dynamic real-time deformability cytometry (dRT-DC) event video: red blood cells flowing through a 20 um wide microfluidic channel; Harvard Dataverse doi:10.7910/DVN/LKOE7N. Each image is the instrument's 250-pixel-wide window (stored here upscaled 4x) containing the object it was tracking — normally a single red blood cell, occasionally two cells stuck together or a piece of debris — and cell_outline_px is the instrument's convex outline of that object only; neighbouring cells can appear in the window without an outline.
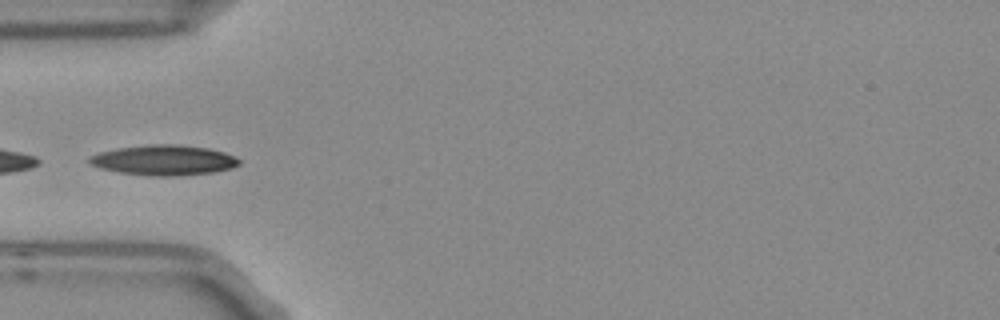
{"species": "Egyptian fruit bat (a non-hibernating species)", "species_latin": "Rousettus aegyptiacus", "temperature_condition": "room temperature", "stored_images_in_passage": 2, "camera_frame_rate_fps": 3000, "um_per_image_px": 0.085, "frame": {"image": 1, "passage_image": 2, "time_ms": 0.333, "image_size_px": [1000, 320], "cell_outline_px": [[240, 164], [232, 168], [212, 172], [176, 176], [148, 176], [120, 172], [100, 168], [88, 164], [88, 156], [100, 152], [116, 148], [148, 144], [176, 144], [208, 148], [224, 152], [236, 156], [240, 160]], "centroid_in_image_um": [13.91, 13.61], "position_along_channel_um": 71.1, "area_um2": 26.59}}